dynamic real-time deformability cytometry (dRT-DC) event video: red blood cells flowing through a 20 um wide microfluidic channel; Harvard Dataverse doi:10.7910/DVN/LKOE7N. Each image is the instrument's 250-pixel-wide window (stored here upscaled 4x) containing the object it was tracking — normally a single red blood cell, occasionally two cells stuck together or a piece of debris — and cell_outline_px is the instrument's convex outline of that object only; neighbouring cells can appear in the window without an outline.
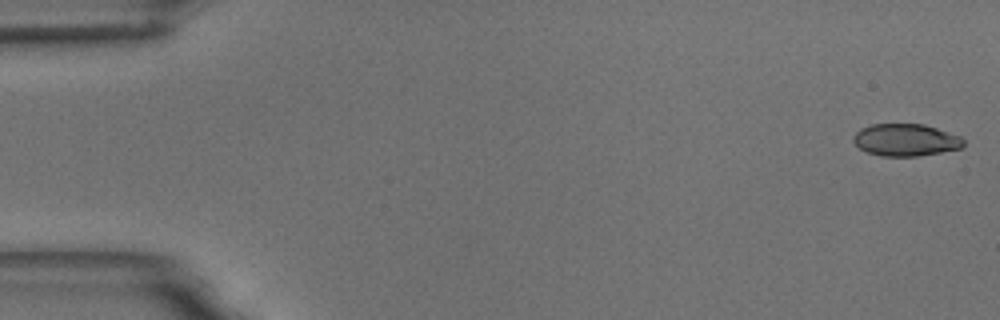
{"species": "common noctule bat (a hibernating species)", "species_latin": "Nyctalus noctula", "temperature_condition": "room temperature", "stored_images_in_passage": 50, "camera_frame_rate_fps": 3000, "um_per_image_px": 0.085, "animal": {"sex": "male", "body_mass_g": 18.8}, "frame": {"image": 1, "passage_image": 1, "time_ms": 0.0, "image_size_px": [1000, 320], "cell_outline_px": [[964, 148], [920, 156], [880, 156], [868, 152], [860, 148], [852, 140], [852, 136], [860, 128], [872, 124], [924, 124], [960, 136], [964, 140]], "centroid_in_image_um": [76.99, 11.9], "position_along_channel_um": 8.0, "area_um2": 20.81}}
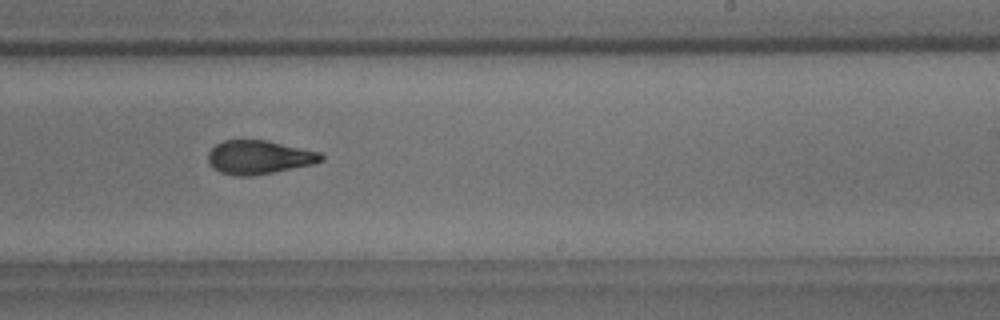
{"frame": {"image": 2, "passage_image": 34, "time_ms": 11.0, "image_size_px": [1000, 320], "cell_outline_px": [[324, 160], [312, 164], [272, 172], [248, 176], [236, 176], [220, 172], [212, 168], [208, 160], [208, 152], [216, 144], [224, 140], [268, 140], [320, 152], [324, 156]], "centroid_in_image_um": [22.0, 13.35], "position_along_channel_um": 267.0, "area_um2": 22.14}}
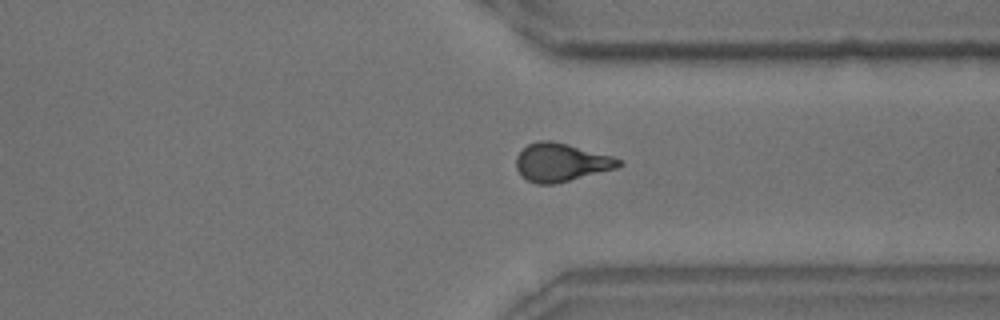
{"frame": {"image": 3, "passage_image": 42, "time_ms": 13.667, "image_size_px": [1000, 320], "cell_outline_px": [[624, 164], [616, 168], [556, 184], [536, 184], [520, 176], [516, 168], [516, 156], [528, 144], [540, 140], [552, 140], [568, 144], [612, 156], [624, 160]], "centroid_in_image_um": [47.69, 13.8], "position_along_channel_um": 363.7, "area_um2": 23.0}}